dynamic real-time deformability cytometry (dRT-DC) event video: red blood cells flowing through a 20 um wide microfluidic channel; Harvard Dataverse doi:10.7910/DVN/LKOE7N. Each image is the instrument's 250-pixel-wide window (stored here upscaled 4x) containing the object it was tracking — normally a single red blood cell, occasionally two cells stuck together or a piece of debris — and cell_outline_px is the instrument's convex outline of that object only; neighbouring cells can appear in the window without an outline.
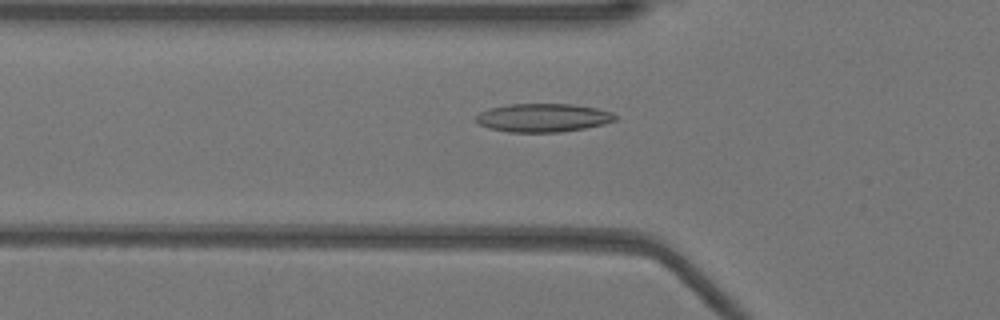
{"species": "Egyptian fruit bat (a non-hibernating species)", "species_latin": "Rousettus aegyptiacus", "temperature_condition": "warm", "stored_images_in_passage": 36, "camera_frame_rate_fps": 3000, "um_per_image_px": 0.085, "animal": {"sex": "female"}, "frame": {"image": 1, "passage_image": 2, "time_ms": 0.333, "image_size_px": [1000, 320], "cell_outline_px": [[616, 120], [604, 124], [584, 128], [560, 132], [508, 132], [492, 128], [480, 124], [476, 120], [476, 116], [480, 112], [488, 108], [508, 104], [572, 104], [596, 108], [612, 112], [616, 116]], "centroid_in_image_um": [46.17, 10.0], "position_along_channel_um": 79.6, "area_um2": 22.95}}
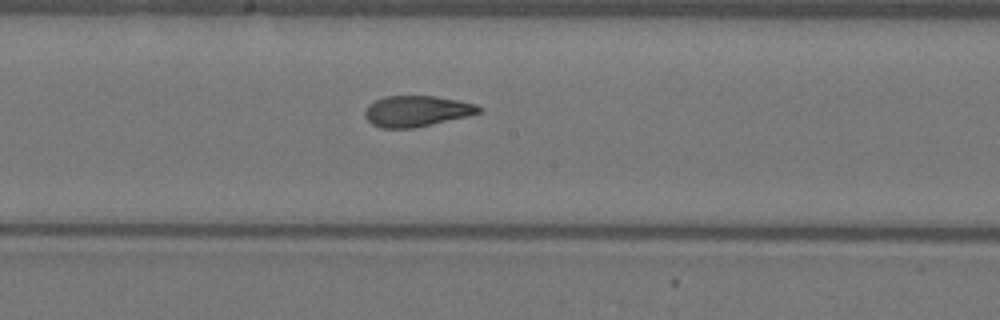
{"frame": {"image": 2, "passage_image": 12, "time_ms": 3.667, "image_size_px": [1000, 320], "cell_outline_px": [[484, 108], [480, 112], [468, 116], [412, 128], [380, 128], [372, 124], [364, 116], [364, 112], [368, 104], [384, 96], [436, 96], [476, 104]], "centroid_in_image_um": [35.4, 9.44], "position_along_channel_um": 212.8, "area_um2": 20.46}}
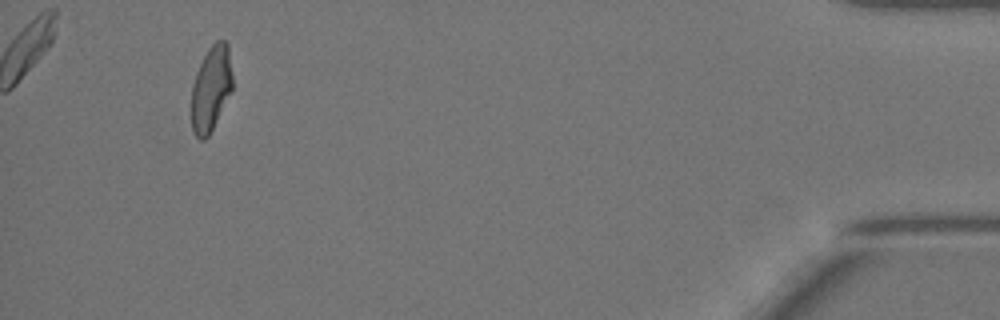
{"frame": {"image": 3, "passage_image": 33, "time_ms": 10.667, "image_size_px": [1000, 320], "cell_outline_px": [[232, 92], [208, 136], [204, 140], [200, 140], [196, 136], [192, 128], [192, 84], [196, 72], [208, 48], [216, 40], [224, 40], [228, 44], [232, 76]], "centroid_in_image_um": [17.95, 7.52], "position_along_channel_um": 417.3, "area_um2": 20.35}, "authors_computed_cell_mechanics": {"area_um2": 21.0392, "velocity_mm_per_s": 3.9613, "shape_relaxation_time_tau1_ms": 6.7521, "shape_relaxation_time_tau2_ms": 1.3068, "deformation_change_tau1": 0.2012, "deformation_change_tau2": 0.071}}